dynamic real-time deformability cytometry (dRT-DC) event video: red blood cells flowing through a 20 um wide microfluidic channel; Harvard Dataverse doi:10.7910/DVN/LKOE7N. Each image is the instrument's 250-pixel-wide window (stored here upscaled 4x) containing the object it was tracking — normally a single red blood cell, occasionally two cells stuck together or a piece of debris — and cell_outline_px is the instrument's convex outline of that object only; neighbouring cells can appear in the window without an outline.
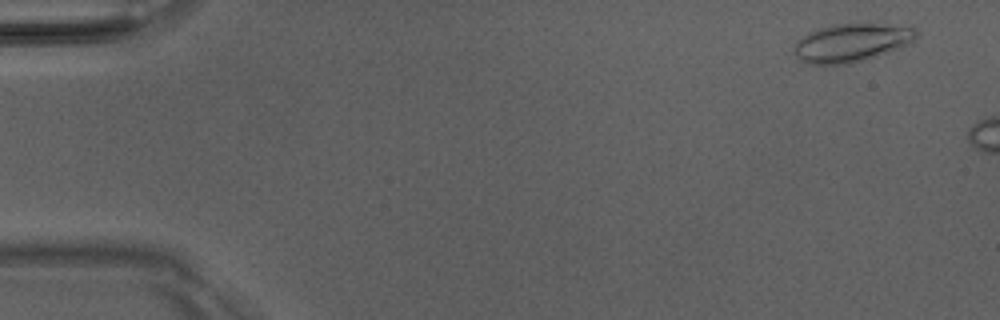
{"species": "Egyptian fruit bat (a non-hibernating species)", "species_latin": "Rousettus aegyptiacus", "temperature_condition": "room temperature", "stored_images_in_passage": 8, "camera_frame_rate_fps": 3000, "um_per_image_px": 0.085, "animal": {"sex": "male"}, "frame": {"image": 1, "passage_image": 3, "time_ms": 0.667, "image_size_px": [1000, 320], "cell_outline_px": [[916, 40], [908, 44], [888, 52], [864, 60], [848, 64], [804, 64], [792, 52], [792, 48], [796, 40], [808, 32], [832, 24], [872, 20], [912, 28], [916, 32]], "centroid_in_image_um": [72.34, 3.59], "position_along_channel_um": 12.7, "area_um2": 28.21}}